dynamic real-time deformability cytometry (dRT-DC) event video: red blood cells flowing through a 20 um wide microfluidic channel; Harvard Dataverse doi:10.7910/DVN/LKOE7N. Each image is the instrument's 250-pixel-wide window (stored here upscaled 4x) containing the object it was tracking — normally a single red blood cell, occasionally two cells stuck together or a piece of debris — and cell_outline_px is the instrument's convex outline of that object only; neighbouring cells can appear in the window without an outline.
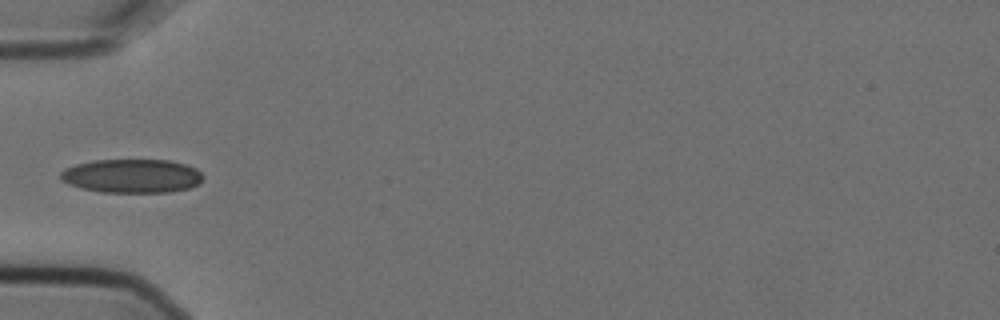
{"species": "Egyptian fruit bat (a non-hibernating species)", "species_latin": "Rousettus aegyptiacus", "temperature_condition": "cold", "stored_images_in_passage": 4, "camera_frame_rate_fps": 3000, "um_per_image_px": 0.085, "animal": {"sex": "female"}, "frame": {"image": 1, "passage_image": 4, "time_ms": 1.0, "image_size_px": [1000, 320], "cell_outline_px": [[204, 176], [192, 188], [168, 192], [100, 192], [80, 188], [68, 184], [60, 180], [60, 172], [64, 168], [76, 164], [92, 160], [172, 160], [196, 168]], "centroid_in_image_um": [11.18, 14.95], "position_along_channel_um": 73.8, "area_um2": 28.26}}